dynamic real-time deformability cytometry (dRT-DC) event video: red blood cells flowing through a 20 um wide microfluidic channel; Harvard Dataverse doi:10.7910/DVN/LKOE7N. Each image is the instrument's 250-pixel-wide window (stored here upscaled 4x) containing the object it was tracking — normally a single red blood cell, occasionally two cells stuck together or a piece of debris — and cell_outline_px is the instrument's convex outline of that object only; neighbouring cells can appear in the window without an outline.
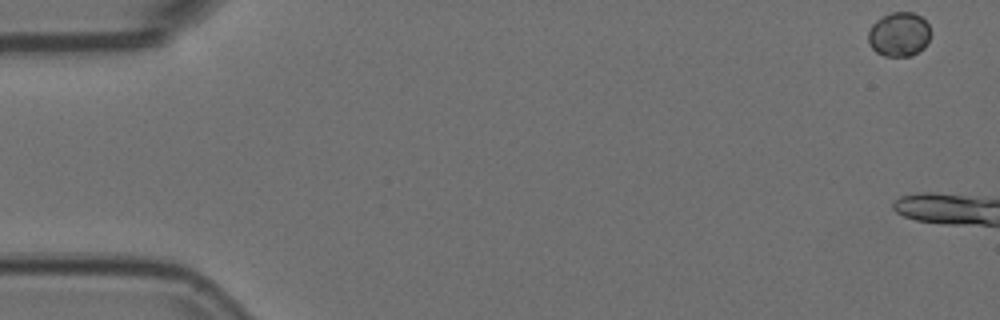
{"species": "Egyptian fruit bat (a non-hibernating species)", "species_latin": "Rousettus aegyptiacus", "temperature_condition": "room temperature", "stored_images_in_passage": 5, "camera_frame_rate_fps": 3000, "um_per_image_px": 0.085, "animal": {"sex": "female"}, "frame": {"image": 1, "passage_image": 1, "time_ms": 0.0, "image_size_px": [1000, 320], "cell_outline_px": [[932, 32], [924, 48], [912, 56], [884, 56], [876, 52], [868, 44], [868, 32], [872, 24], [876, 20], [892, 12], [912, 12], [920, 16], [928, 24]], "centroid_in_image_um": [76.42, 2.93], "position_along_channel_um": 8.6, "area_um2": 16.24}}